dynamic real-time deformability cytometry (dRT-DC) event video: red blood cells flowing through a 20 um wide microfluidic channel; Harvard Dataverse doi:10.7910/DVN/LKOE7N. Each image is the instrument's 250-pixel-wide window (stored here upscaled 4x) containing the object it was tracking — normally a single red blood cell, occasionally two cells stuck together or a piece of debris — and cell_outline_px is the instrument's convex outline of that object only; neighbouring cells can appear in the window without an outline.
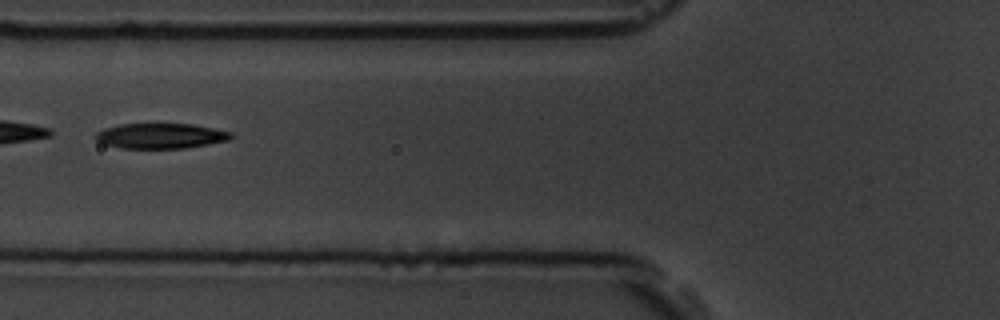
{"species": "common noctule bat (a hibernating species)", "species_latin": "Nyctalus noctula", "temperature_condition": "room temperature", "stored_images_in_passage": 9, "camera_frame_rate_fps": 3000, "um_per_image_px": 0.085, "animal": {"sex": "male", "body_mass_g": 19.5, "forearm_length_mm": 54.6}, "frame": {"image": 1, "passage_image": 6, "time_ms": 5.667, "image_size_px": [1000, 320], "cell_outline_px": [[236, 136], [228, 140], [208, 144], [184, 148], [120, 148], [104, 144], [96, 140], [92, 136], [96, 132], [104, 128], [120, 124], [192, 124], [232, 132]], "centroid_in_image_um": [13.63, 11.55], "position_along_channel_um": 112.2, "area_um2": 20.0}}
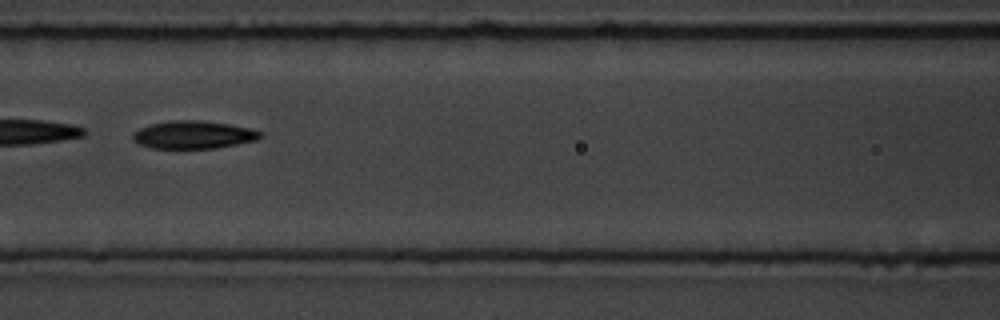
{"frame": {"image": 2, "passage_image": 7, "time_ms": 6.667, "image_size_px": [1000, 320], "cell_outline_px": [[264, 136], [256, 140], [216, 148], [152, 148], [140, 144], [132, 140], [132, 132], [140, 128], [152, 124], [168, 120], [204, 120], [252, 128], [264, 132]], "centroid_in_image_um": [16.47, 11.44], "position_along_channel_um": 150.1, "area_um2": 20.87}}
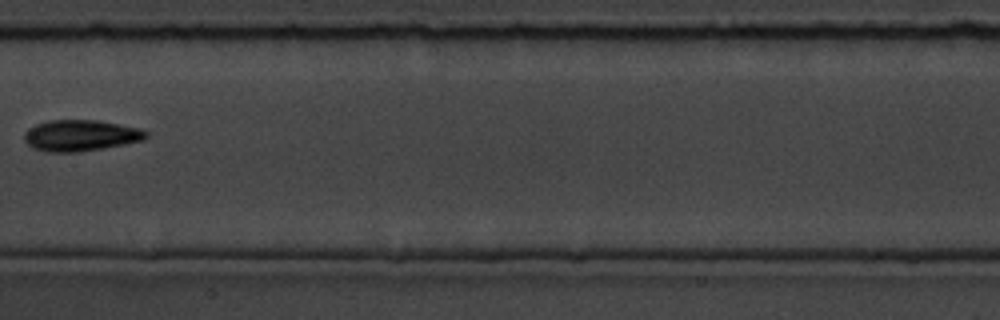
{"frame": {"image": 3, "passage_image": 8, "time_ms": 8.0, "image_size_px": [1000, 320], "cell_outline_px": [[148, 136], [144, 140], [124, 144], [80, 152], [44, 152], [32, 148], [24, 140], [24, 132], [28, 128], [36, 124], [48, 120], [96, 120], [120, 124], [140, 128], [148, 132]], "centroid_in_image_um": [6.83, 11.52], "position_along_channel_um": 200.6, "area_um2": 22.31}}